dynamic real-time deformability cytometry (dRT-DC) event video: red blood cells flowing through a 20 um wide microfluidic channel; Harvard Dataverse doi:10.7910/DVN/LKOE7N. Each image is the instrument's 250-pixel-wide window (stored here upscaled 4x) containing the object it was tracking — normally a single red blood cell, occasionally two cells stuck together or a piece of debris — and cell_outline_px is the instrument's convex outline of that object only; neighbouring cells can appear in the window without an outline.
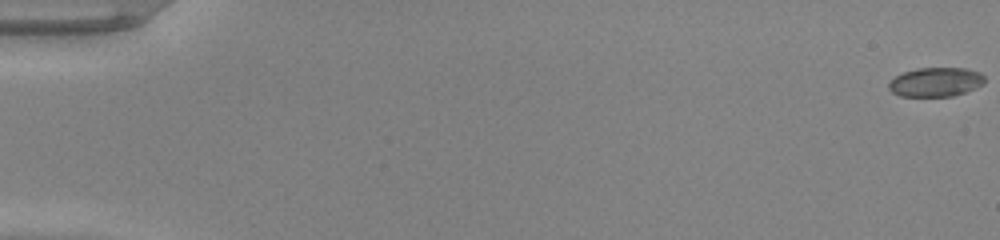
{"species": "common noctule bat (a hibernating species)", "species_latin": "Nyctalus noctula", "temperature_condition": "warm", "stored_images_in_passage": 53, "camera_frame_rate_fps": 3000, "um_per_image_px": 0.085, "animal": {"sex": "male", "body_mass_g": 20.0, "forearm_length_mm": 53.3}, "frame": {"image": 1, "passage_image": 1, "time_ms": 0.0, "image_size_px": [1000, 240], "cell_outline_px": [[984, 84], [976, 88], [952, 96], [900, 96], [892, 92], [888, 88], [888, 84], [896, 76], [904, 72], [916, 68], [968, 68], [980, 72], [984, 76]], "centroid_in_image_um": [79.55, 6.97], "position_along_channel_um": 5.4, "area_um2": 16.3}}
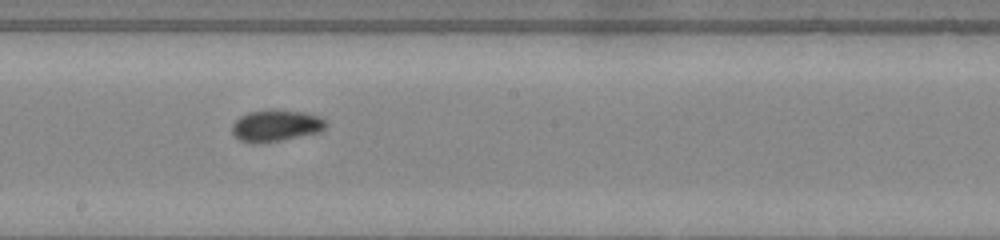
{"frame": {"image": 2, "passage_image": 31, "time_ms": 10.0, "image_size_px": [1000, 240], "cell_outline_px": [[328, 124], [320, 132], [280, 140], [256, 144], [252, 144], [240, 140], [232, 132], [232, 124], [240, 116], [248, 112], [304, 112], [320, 116]], "centroid_in_image_um": [23.45, 10.72], "position_along_channel_um": 224.8, "area_um2": 16.7}}
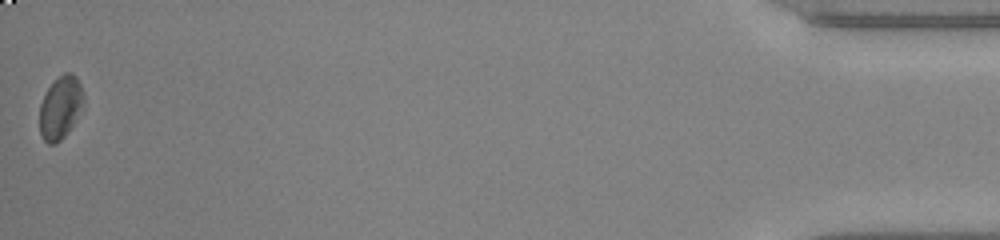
{"frame": {"image": 3, "passage_image": 53, "time_ms": 17.333, "image_size_px": [1000, 240], "cell_outline_px": [[84, 100], [76, 120], [64, 136], [56, 144], [48, 144], [44, 140], [40, 132], [40, 104], [48, 88], [64, 72], [72, 72], [76, 76], [84, 92]], "centroid_in_image_um": [5.15, 9.14], "position_along_channel_um": 430.1, "area_um2": 15.95}, "authors_computed_cell_mechanics": {"area_um2": 16.5308, "velocity_mm_per_s": 4.0263, "shape_relaxation_time_tau1_ms": null, "shape_relaxation_time_tau2_ms": 4.7474, "deformation_change_tau1": null, "deformation_change_tau2": 0.0634}}